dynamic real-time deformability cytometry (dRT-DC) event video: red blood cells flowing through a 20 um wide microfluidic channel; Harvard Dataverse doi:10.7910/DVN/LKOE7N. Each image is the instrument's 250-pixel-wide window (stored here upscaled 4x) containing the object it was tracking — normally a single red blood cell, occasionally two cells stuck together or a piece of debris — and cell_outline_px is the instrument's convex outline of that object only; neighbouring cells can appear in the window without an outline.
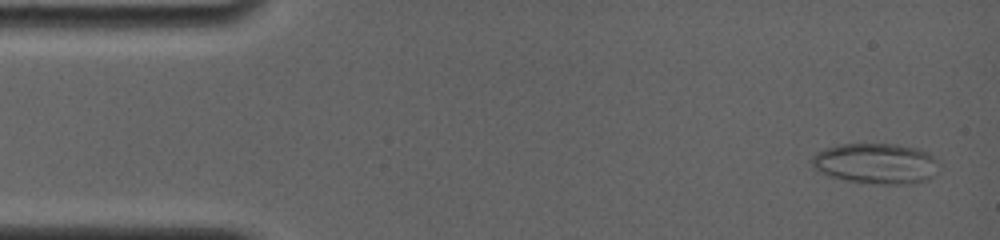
{"species": "common noctule bat (a hibernating species)", "species_latin": "Nyctalus noctula", "temperature_condition": "room temperature", "stored_images_in_passage": 8, "camera_frame_rate_fps": 4000, "um_per_image_px": 0.085, "animal": {"sex": "female", "body_mass_g": 19.0, "forearm_length_mm": 56.7}, "frame": {"image": 1, "passage_image": 1, "time_ms": 0.0, "image_size_px": [1000, 240], "cell_outline_px": [[936, 160], [932, 176], [928, 180], [912, 184], [884, 184], [848, 180], [832, 176], [816, 168], [808, 160], [816, 152], [824, 148], [844, 144], [896, 144], [916, 148], [928, 152]], "centroid_in_image_um": [74.43, 13.88], "position_along_channel_um": 10.6, "area_um2": 29.54}}